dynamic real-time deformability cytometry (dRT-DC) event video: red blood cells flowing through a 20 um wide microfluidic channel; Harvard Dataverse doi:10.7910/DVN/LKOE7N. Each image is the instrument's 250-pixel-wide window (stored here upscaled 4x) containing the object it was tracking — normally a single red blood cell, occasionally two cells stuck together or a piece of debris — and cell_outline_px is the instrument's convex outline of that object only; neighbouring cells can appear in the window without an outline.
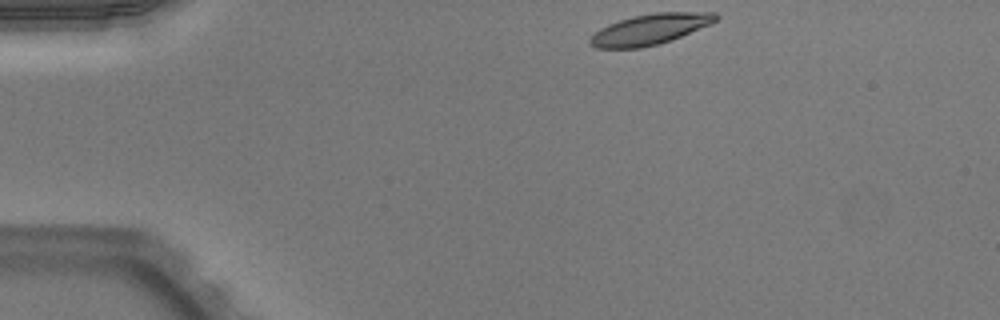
{"species": "Egyptian fruit bat (a non-hibernating species)", "species_latin": "Rousettus aegyptiacus", "temperature_condition": "warm", "stored_images_in_passage": 43, "camera_frame_rate_fps": 3000, "um_per_image_px": 0.085, "animal": {"sex": "male"}, "frame": {"image": 1, "passage_image": 1, "time_ms": 0.0, "image_size_px": [1000, 320], "cell_outline_px": [[720, 16], [712, 24], [680, 36], [656, 44], [640, 48], [596, 48], [588, 44], [588, 40], [600, 28], [608, 24], [632, 16], [656, 12], [716, 12]], "centroid_in_image_um": [55.25, 2.47], "position_along_channel_um": 29.8, "area_um2": 22.31}}
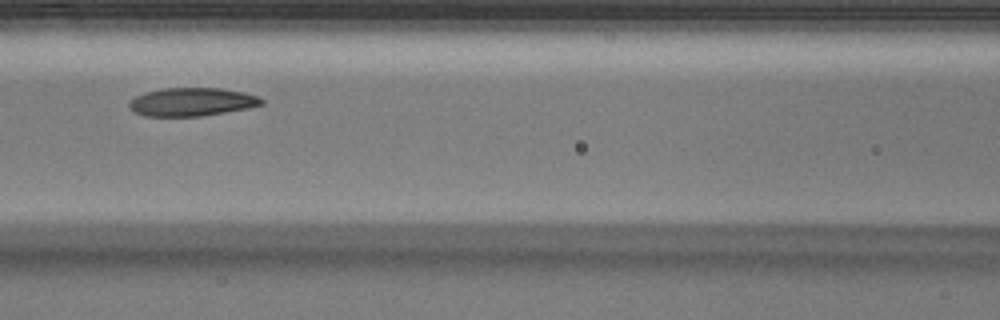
{"frame": {"image": 2, "passage_image": 15, "time_ms": 4.667, "image_size_px": [1000, 320], "cell_outline_px": [[264, 104], [248, 108], [200, 116], [144, 116], [128, 108], [128, 100], [136, 96], [148, 92], [164, 88], [220, 88], [244, 92], [256, 96], [264, 100]], "centroid_in_image_um": [16.29, 8.66], "position_along_channel_um": 150.3, "area_um2": 21.73}}
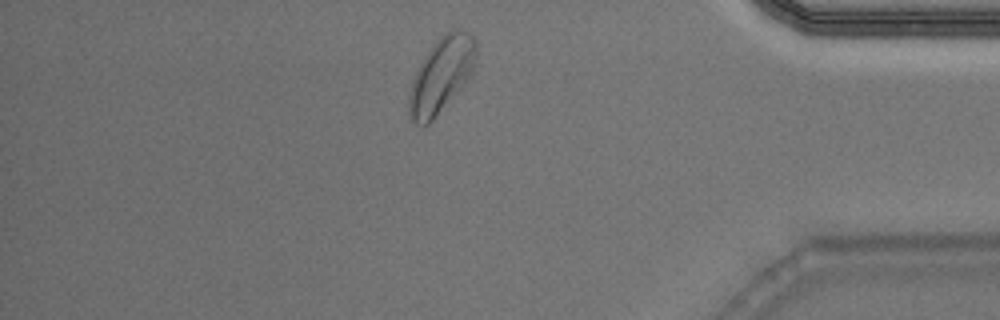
{"frame": {"image": 3, "passage_image": 36, "time_ms": 11.667, "image_size_px": [1000, 320], "cell_outline_px": [[476, 64], [468, 80], [432, 120], [424, 128], [416, 124], [412, 120], [408, 108], [408, 100], [412, 80], [420, 64], [436, 40], [452, 28], [460, 28], [468, 32], [476, 40]], "centroid_in_image_um": [37.53, 6.36], "position_along_channel_um": 397.7, "area_um2": 29.3}, "authors_computed_cell_mechanics": {"area_um2": 22.5998, "velocity_mm_per_s": 3.9479, "shape_relaxation_time_tau1_ms": 4.8774, "shape_relaxation_time_tau2_ms": 8.1668, "deformation_change_tau1": 0.1509, "deformation_change_tau2": 0.1555}}